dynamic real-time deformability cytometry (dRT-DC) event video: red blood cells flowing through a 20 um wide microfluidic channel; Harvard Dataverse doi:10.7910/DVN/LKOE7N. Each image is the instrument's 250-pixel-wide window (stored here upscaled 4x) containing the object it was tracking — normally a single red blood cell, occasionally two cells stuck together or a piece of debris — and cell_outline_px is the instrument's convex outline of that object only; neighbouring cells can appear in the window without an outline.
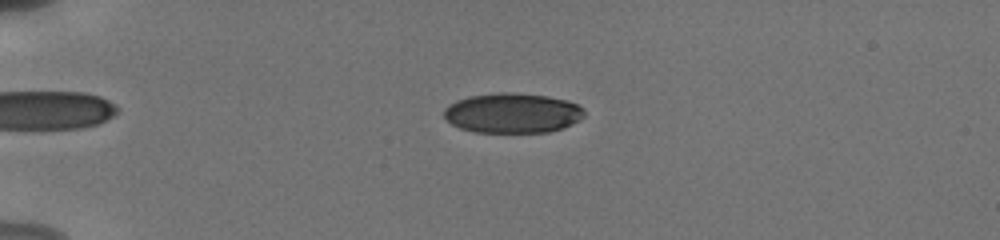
{"species": "human", "species_latin": "Homo sapiens", "temperature_condition": "cold", "stored_images_in_passage": 64, "camera_frame_rate_fps": 3000, "um_per_image_px": 0.085, "donor": {"sex": "male"}, "frame": {"image": 1, "passage_image": 21, "time_ms": 4.667, "image_size_px": [1000, 240], "cell_outline_px": [[584, 116], [580, 120], [564, 128], [548, 132], [476, 132], [460, 128], [444, 120], [444, 108], [448, 104], [456, 100], [468, 96], [500, 92], [512, 92], [548, 96], [568, 100], [584, 108]], "centroid_in_image_um": [43.55, 9.6], "position_along_channel_um": 41.4, "area_um2": 33.0}}
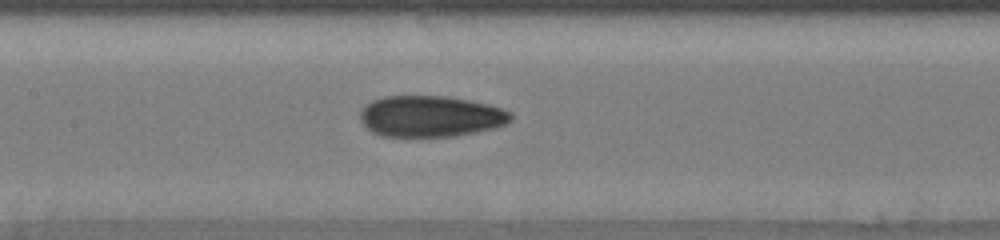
{"frame": {"image": 2, "passage_image": 43, "time_ms": 9.333, "image_size_px": [1000, 240], "cell_outline_px": [[512, 120], [504, 124], [492, 128], [476, 132], [456, 136], [380, 136], [372, 132], [360, 120], [360, 112], [372, 100], [384, 96], [444, 96], [468, 100], [488, 104], [512, 112]], "centroid_in_image_um": [36.59, 9.88], "position_along_channel_um": 170.8, "area_um2": 35.95}}
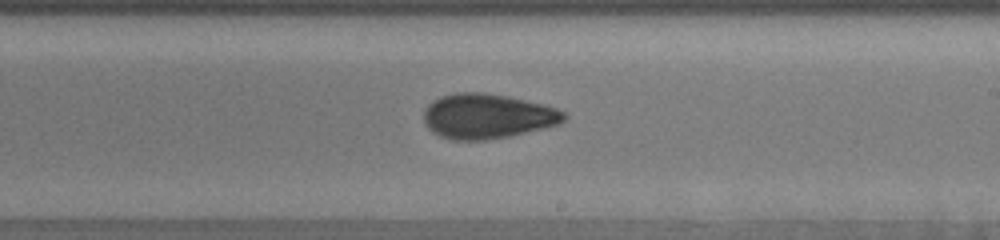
{"frame": {"image": 3, "passage_image": 49, "time_ms": 11.333, "image_size_px": [1000, 240], "cell_outline_px": [[568, 116], [560, 124], [544, 128], [508, 136], [484, 140], [452, 140], [440, 136], [432, 132], [424, 124], [424, 108], [432, 100], [440, 96], [456, 92], [484, 92], [508, 96], [544, 104], [556, 108], [564, 112]], "centroid_in_image_um": [41.4, 9.87], "position_along_channel_um": 247.6, "area_um2": 36.93}}